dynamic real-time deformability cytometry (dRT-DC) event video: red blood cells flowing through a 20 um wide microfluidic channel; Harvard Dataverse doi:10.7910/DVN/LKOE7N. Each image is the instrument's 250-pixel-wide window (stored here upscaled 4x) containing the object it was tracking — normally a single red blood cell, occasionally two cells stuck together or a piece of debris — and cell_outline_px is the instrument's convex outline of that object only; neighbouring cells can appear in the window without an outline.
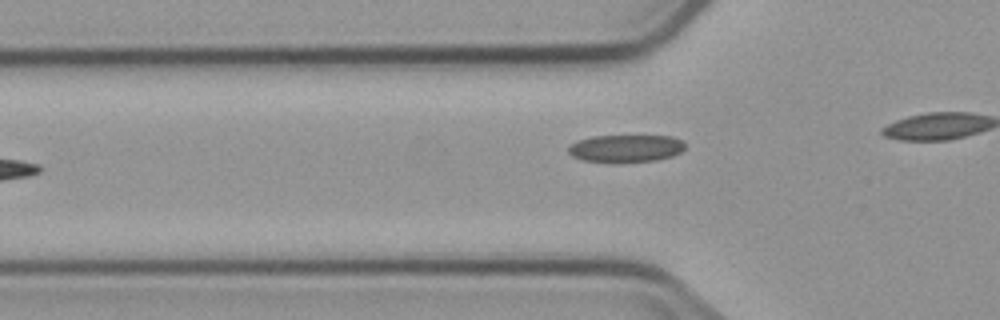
{"species": "common noctule bat (a hibernating species)", "species_latin": "Nyctalus noctula", "temperature_condition": "cold", "stored_images_in_passage": 6, "camera_frame_rate_fps": 3000, "um_per_image_px": 0.085, "animal": {"sex": "male", "body_mass_g": 23.1, "forearm_length_mm": 52.7}, "frame": {"image": 1, "passage_image": 6, "time_ms": 6.667, "image_size_px": [1000, 320], "cell_outline_px": [[684, 148], [680, 152], [672, 156], [656, 160], [612, 164], [580, 160], [572, 156], [568, 152], [568, 144], [576, 140], [592, 136], [672, 136], [680, 140], [684, 144]], "centroid_in_image_um": [53.1, 12.64], "position_along_channel_um": 72.7, "area_um2": 19.19}}